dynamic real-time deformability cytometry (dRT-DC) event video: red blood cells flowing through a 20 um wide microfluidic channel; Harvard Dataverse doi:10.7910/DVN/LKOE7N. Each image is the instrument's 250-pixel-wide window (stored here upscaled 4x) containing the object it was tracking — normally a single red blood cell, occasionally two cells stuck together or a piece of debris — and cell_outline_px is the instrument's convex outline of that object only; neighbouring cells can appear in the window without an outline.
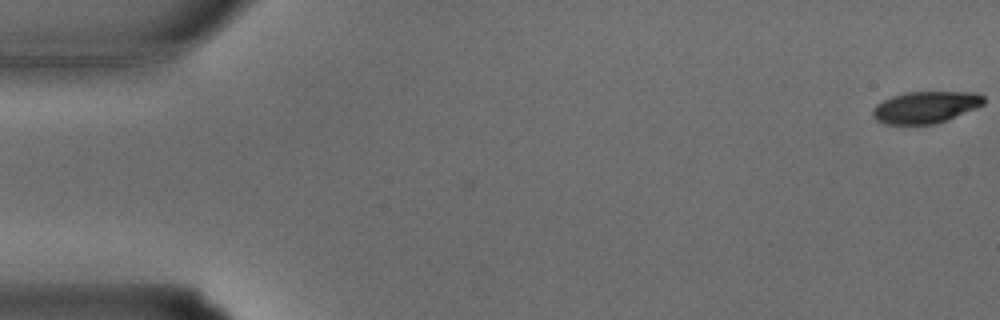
{"species": "common noctule bat (a hibernating species)", "species_latin": "Nyctalus noctula", "temperature_condition": "warm", "stored_images_in_passage": 36, "segment_of_instrument_passage": [1, 2], "camera_frame_rate_fps": 3000, "um_per_image_px": 0.085, "animal": {"sex": "male", "body_mass_g": 15.6}, "frame": {"image": 1, "passage_image": 1, "time_ms": 0.0, "image_size_px": [1000, 320], "cell_outline_px": [[984, 104], [976, 108], [948, 120], [936, 124], [884, 124], [876, 120], [872, 116], [872, 108], [876, 104], [892, 96], [904, 92], [976, 92], [984, 96]], "centroid_in_image_um": [78.66, 9.11], "position_along_channel_um": 6.3, "area_um2": 20.75}}
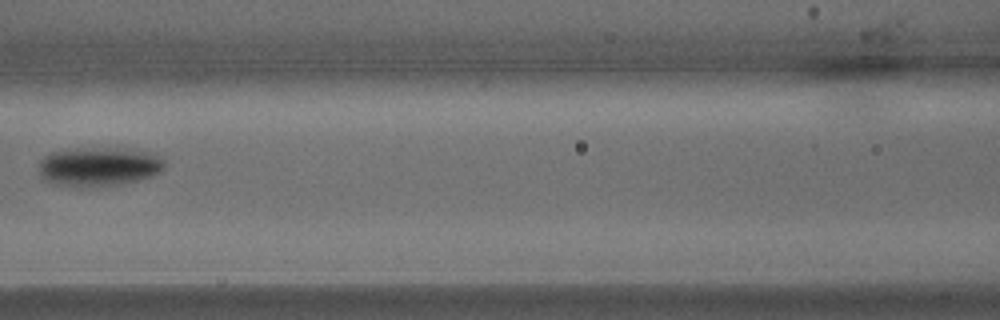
{"frame": {"image": 2, "passage_image": 16, "time_ms": 5.0, "image_size_px": [1000, 320], "cell_outline_px": [[164, 168], [160, 172], [152, 176], [140, 180], [120, 184], [80, 188], [56, 184], [44, 180], [40, 176], [40, 160], [44, 156], [52, 152], [64, 148], [124, 148], [152, 152], [160, 156], [164, 160]], "centroid_in_image_um": [8.4, 14.15], "position_along_channel_um": 158.2, "area_um2": 29.19}}
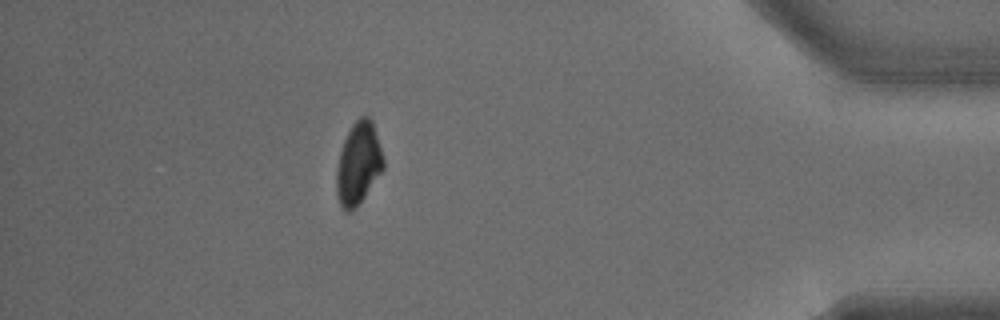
{"frame": {"image": 3, "passage_image": 31, "time_ms": 10.0, "image_size_px": [1000, 320], "cell_outline_px": [[384, 168], [356, 208], [352, 212], [344, 212], [340, 204], [336, 192], [336, 168], [340, 152], [344, 140], [352, 124], [360, 116], [368, 116], [372, 120], [384, 156]], "centroid_in_image_um": [30.46, 13.91], "position_along_channel_um": 404.7, "area_um2": 22.6}}